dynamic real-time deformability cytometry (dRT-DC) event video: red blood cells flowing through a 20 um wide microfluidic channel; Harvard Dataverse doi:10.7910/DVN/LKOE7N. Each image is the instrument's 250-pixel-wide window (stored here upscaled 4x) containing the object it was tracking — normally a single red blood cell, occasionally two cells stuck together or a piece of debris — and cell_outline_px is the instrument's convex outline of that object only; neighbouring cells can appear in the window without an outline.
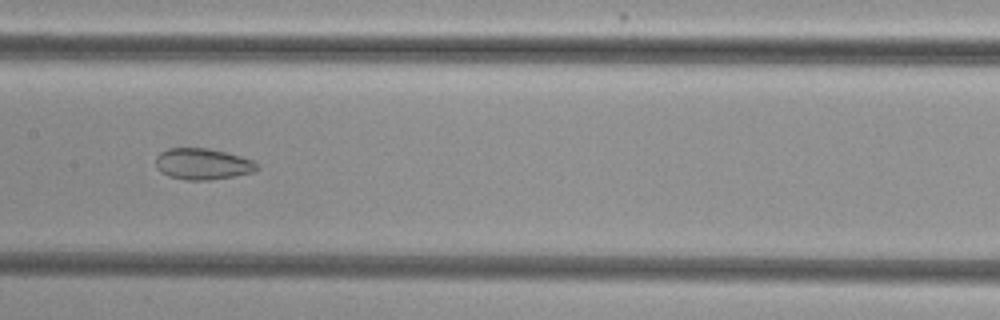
{"species": "common noctule bat (a hibernating species)", "species_latin": "Nyctalus noctula", "temperature_condition": "cold", "stored_images_in_passage": 54, "camera_frame_rate_fps": 3000, "um_per_image_px": 0.085, "animal": {"sex": "female", "body_mass_g": 29.2, "forearm_length_mm": 56.3}, "frame": {"image": 1, "passage_image": 28, "time_ms": 9.0, "image_size_px": [1000, 320], "cell_outline_px": [[260, 168], [252, 172], [236, 176], [208, 180], [188, 180], [168, 176], [160, 172], [156, 168], [156, 156], [160, 152], [168, 148], [208, 148], [240, 156], [252, 160]], "centroid_in_image_um": [17.19, 13.94], "position_along_channel_um": 190.2, "area_um2": 18.44}}
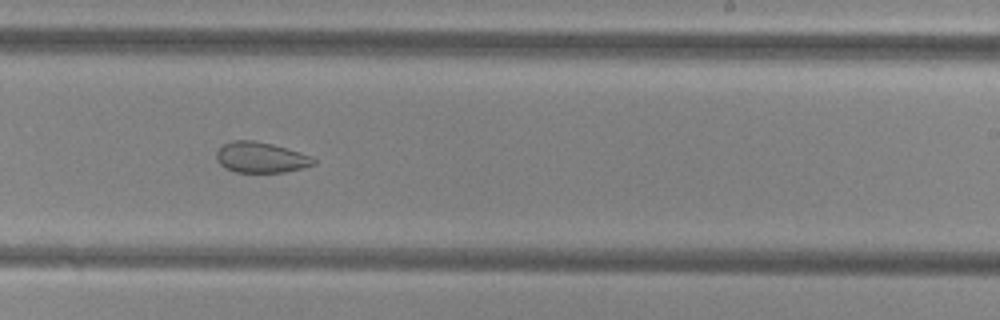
{"frame": {"image": 2, "passage_image": 34, "time_ms": 11.0, "image_size_px": [1000, 320], "cell_outline_px": [[316, 164], [304, 168], [284, 172], [236, 172], [224, 168], [216, 160], [216, 152], [224, 144], [232, 140], [252, 140], [272, 144], [300, 152], [316, 160]], "centroid_in_image_um": [22.15, 13.39], "position_along_channel_um": 266.8, "area_um2": 17.34}}
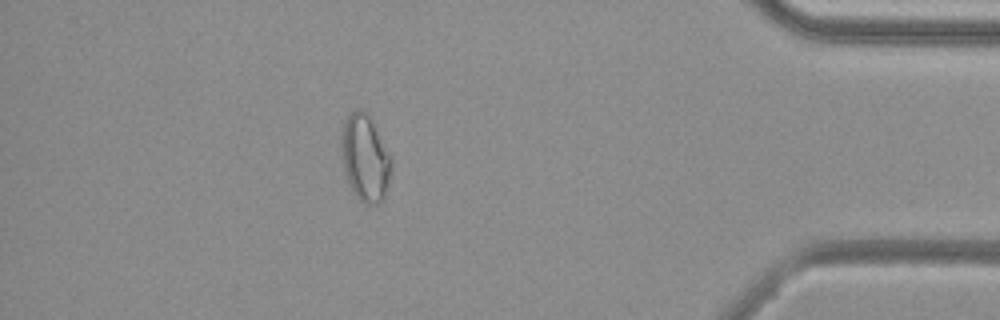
{"frame": {"image": 3, "passage_image": 48, "time_ms": 15.667, "image_size_px": [1000, 320], "cell_outline_px": [[392, 168], [388, 184], [384, 196], [376, 204], [364, 204], [356, 196], [348, 180], [344, 168], [344, 120], [352, 112], [360, 108], [368, 116], [392, 156]], "centroid_in_image_um": [31.1, 13.47], "position_along_channel_um": 404.1, "area_um2": 24.16}, "authors_computed_cell_mechanics": {"area_um2": 24.1893, "velocity_mm_per_s": 3.8391, "shape_relaxation_time_tau1_ms": null, "shape_relaxation_time_tau2_ms": 2.402, "deformation_change_tau1": null, "deformation_change_tau2": 0.0719}}